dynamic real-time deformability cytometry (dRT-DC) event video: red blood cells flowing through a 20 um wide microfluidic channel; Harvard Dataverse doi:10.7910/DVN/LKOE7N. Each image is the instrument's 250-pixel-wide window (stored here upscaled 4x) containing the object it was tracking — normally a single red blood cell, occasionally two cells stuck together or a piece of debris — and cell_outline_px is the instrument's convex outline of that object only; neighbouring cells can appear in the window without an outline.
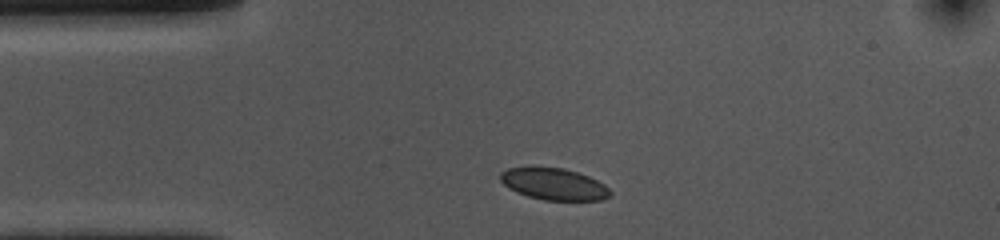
{"species": "common noctule bat (a hibernating species)", "species_latin": "Nyctalus noctula", "temperature_condition": "cold", "stored_images_in_passage": 35, "camera_frame_rate_fps": 3000, "um_per_image_px": 0.085, "animal": {"sex": "female", "body_mass_g": 10.0, "forearm_length_mm": 53.1}, "frame": {"image": 1, "passage_image": 3, "time_ms": 0.667, "image_size_px": [1000, 240], "cell_outline_px": [[612, 196], [600, 200], [544, 200], [528, 196], [516, 192], [508, 188], [500, 180], [500, 172], [508, 168], [564, 168], [588, 176], [604, 184], [612, 192]], "centroid_in_image_um": [47.09, 15.66], "position_along_channel_um": 37.9, "area_um2": 20.11}}
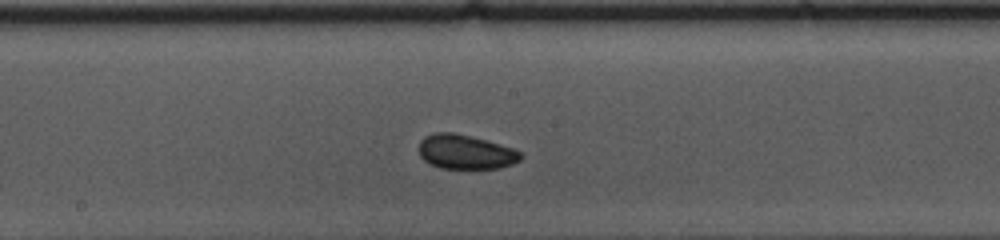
{"frame": {"image": 2, "passage_image": 19, "time_ms": 6.0, "image_size_px": [1000, 240], "cell_outline_px": [[524, 156], [520, 160], [512, 164], [500, 168], [440, 168], [424, 160], [420, 156], [420, 140], [424, 136], [436, 132], [452, 132], [500, 144], [512, 148], [520, 152]], "centroid_in_image_um": [39.57, 12.91], "position_along_channel_um": 208.6, "area_um2": 20.17}}
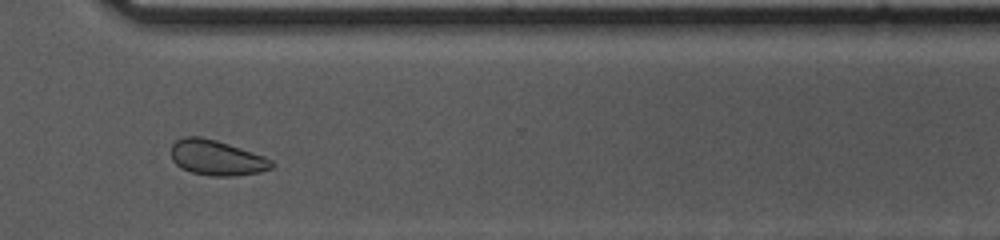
{"frame": {"image": 3, "passage_image": 31, "time_ms": 10.0, "image_size_px": [1000, 240], "cell_outline_px": [[272, 168], [260, 172], [236, 176], [212, 176], [192, 172], [180, 168], [172, 160], [172, 144], [176, 140], [184, 136], [200, 136], [216, 140], [264, 156], [272, 160]], "centroid_in_image_um": [18.39, 13.41], "position_along_channel_um": 352.2, "area_um2": 20.58}, "authors_computed_cell_mechanics": {"area_um2": 20.519, "velocity_mm_per_s": 3.5884, "shape_relaxation_time_tau1_ms": 4.1053, "shape_relaxation_time_tau2_ms": 6.9013, "deformation_change_tau1": 0.0528, "deformation_change_tau2": 0.0591}}